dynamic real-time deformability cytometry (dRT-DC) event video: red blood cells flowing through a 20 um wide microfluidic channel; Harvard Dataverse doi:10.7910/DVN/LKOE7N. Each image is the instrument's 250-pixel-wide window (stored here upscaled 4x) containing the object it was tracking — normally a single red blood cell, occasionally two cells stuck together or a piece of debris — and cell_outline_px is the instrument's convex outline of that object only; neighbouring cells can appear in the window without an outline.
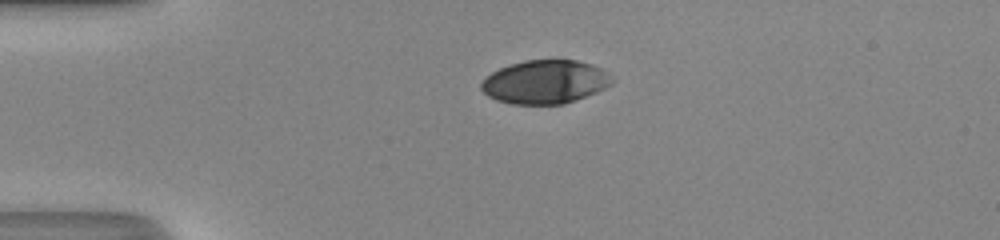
{"species": "human", "species_latin": "Homo sapiens", "temperature_condition": "room temperature", "stored_images_in_passage": 38, "camera_frame_rate_fps": 3000, "um_per_image_px": 0.085, "donor": {"sex": "male"}, "frame": {"image": 1, "passage_image": 1, "time_ms": 0.0, "image_size_px": [1000, 240], "cell_outline_px": [[612, 84], [596, 92], [576, 100], [564, 104], [512, 104], [496, 100], [488, 96], [480, 88], [480, 84], [484, 76], [500, 68], [524, 60], [576, 60], [592, 64], [608, 72], [612, 80]], "centroid_in_image_um": [46.31, 6.96], "position_along_channel_um": 38.7, "area_um2": 33.23}}
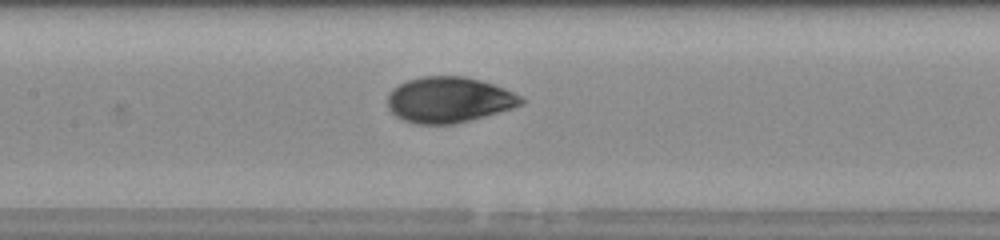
{"frame": {"image": 2, "passage_image": 13, "time_ms": 4.0, "image_size_px": [1000, 240], "cell_outline_px": [[524, 104], [512, 108], [456, 124], [416, 124], [404, 120], [396, 116], [388, 108], [388, 92], [392, 88], [408, 80], [420, 76], [464, 76], [480, 80], [504, 88], [520, 96], [524, 100]], "centroid_in_image_um": [38.13, 8.48], "position_along_channel_um": 169.3, "area_um2": 35.55}}
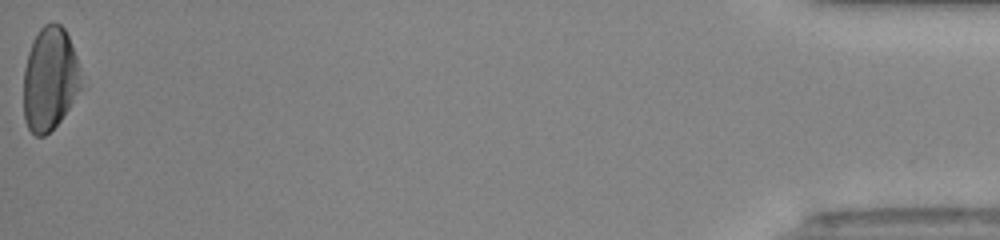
{"frame": {"image": 3, "passage_image": 38, "time_ms": 12.333, "image_size_px": [1000, 240], "cell_outline_px": [[84, 88], [60, 120], [44, 136], [36, 136], [28, 128], [24, 120], [24, 68], [28, 52], [32, 40], [40, 28], [44, 24], [52, 20], [60, 24], [64, 28], [68, 36], [76, 56]], "centroid_in_image_um": [4.25, 6.69], "position_along_channel_um": 431.0, "area_um2": 35.08}, "authors_computed_cell_mechanics": {"area_um2": 35.5759, "velocity_mm_per_s": 4.3115, "shape_relaxation_time_tau1_ms": 3.0249, "shape_relaxation_time_tau2_ms": 0.8135, "deformation_change_tau1": 0.1481, "deformation_change_tau2": 0.0411}}